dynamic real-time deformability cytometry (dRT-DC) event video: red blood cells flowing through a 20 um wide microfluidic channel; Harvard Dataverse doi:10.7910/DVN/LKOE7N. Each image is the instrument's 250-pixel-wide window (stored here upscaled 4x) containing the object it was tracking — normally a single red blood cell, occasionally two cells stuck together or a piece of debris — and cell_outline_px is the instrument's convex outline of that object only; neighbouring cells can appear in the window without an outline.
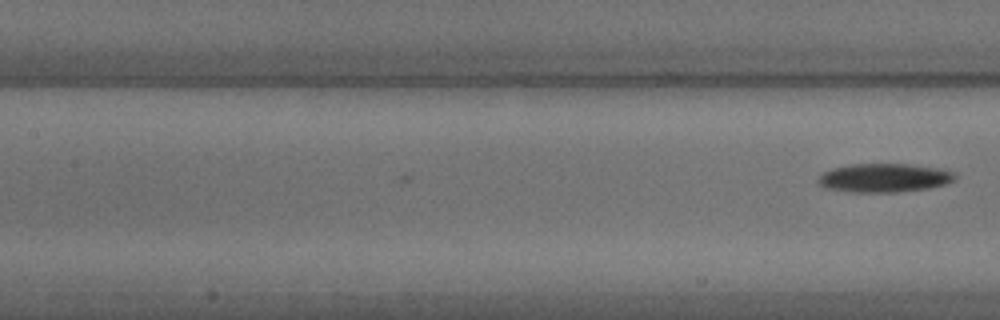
{"species": "common noctule bat (a hibernating species)", "species_latin": "Nyctalus noctula", "temperature_condition": "cold", "stored_images_in_passage": 9, "camera_frame_rate_fps": 3000, "um_per_image_px": 0.085, "animal": {"sex": "male", "body_mass_g": 18.8}, "frame": {"image": 1, "passage_image": 9, "time_ms": 2.667, "image_size_px": [1000, 320], "cell_outline_px": [[956, 180], [944, 184], [928, 188], [896, 192], [852, 192], [824, 188], [816, 180], [824, 172], [832, 168], [848, 164], [912, 164], [940, 168], [956, 172]], "centroid_in_image_um": [75.17, 15.11], "position_along_channel_um": 132.2, "area_um2": 23.06}}